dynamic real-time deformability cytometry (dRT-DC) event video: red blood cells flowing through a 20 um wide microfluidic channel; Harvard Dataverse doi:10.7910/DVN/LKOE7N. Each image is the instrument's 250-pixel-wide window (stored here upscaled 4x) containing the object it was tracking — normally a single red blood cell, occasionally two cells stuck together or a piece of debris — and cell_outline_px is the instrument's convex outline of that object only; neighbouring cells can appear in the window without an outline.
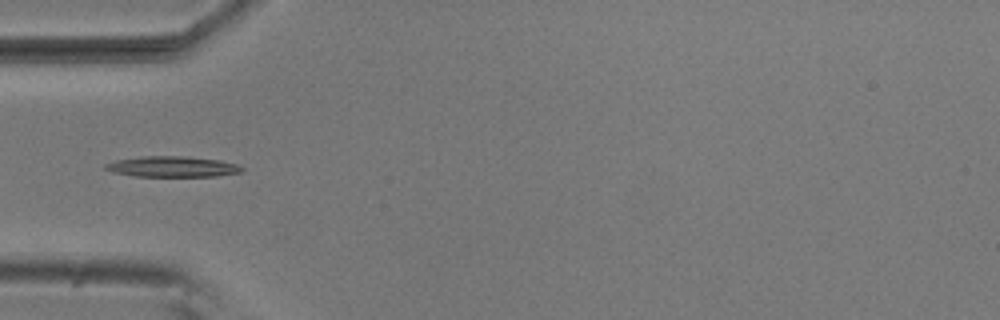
{"species": "common noctule bat (a hibernating species)", "species_latin": "Nyctalus noctula", "temperature_condition": "room temperature", "stored_images_in_passage": 5, "camera_frame_rate_fps": 3000, "um_per_image_px": 0.085, "animal": {"sex": "male", "body_mass_g": 20.5, "forearm_length_mm": 52.5}, "frame": {"image": 1, "passage_image": 5, "time_ms": 1.333, "image_size_px": [1000, 320], "cell_outline_px": [[244, 168], [240, 172], [216, 176], [132, 176], [112, 172], [104, 168], [104, 164], [116, 160], [144, 156], [188, 156], [220, 160], [236, 164]], "centroid_in_image_um": [14.62, 14.16], "position_along_channel_um": 70.4, "area_um2": 16.42}}